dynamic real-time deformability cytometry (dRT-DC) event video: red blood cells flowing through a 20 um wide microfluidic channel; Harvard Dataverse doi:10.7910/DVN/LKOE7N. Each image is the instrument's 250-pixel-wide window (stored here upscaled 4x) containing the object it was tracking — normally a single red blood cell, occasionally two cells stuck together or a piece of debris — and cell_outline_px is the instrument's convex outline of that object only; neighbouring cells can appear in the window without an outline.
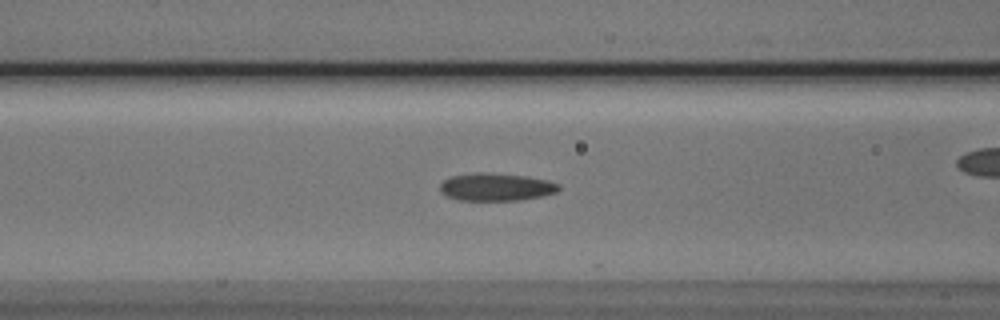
{"species": "Egyptian fruit bat (a non-hibernating species)", "species_latin": "Rousettus aegyptiacus", "temperature_condition": "cold", "stored_images_in_passage": 45, "camera_frame_rate_fps": 3000, "um_per_image_px": 0.085, "animal": {"sex": "male"}, "frame": {"image": 1, "passage_image": 12, "time_ms": 3.667, "image_size_px": [1000, 320], "cell_outline_px": [[560, 188], [556, 192], [544, 196], [520, 200], [456, 200], [440, 192], [440, 184], [444, 180], [452, 176], [476, 172], [484, 172], [524, 176], [548, 180], [560, 184]], "centroid_in_image_um": [42.17, 15.9], "position_along_channel_um": 124.4, "area_um2": 19.19}}
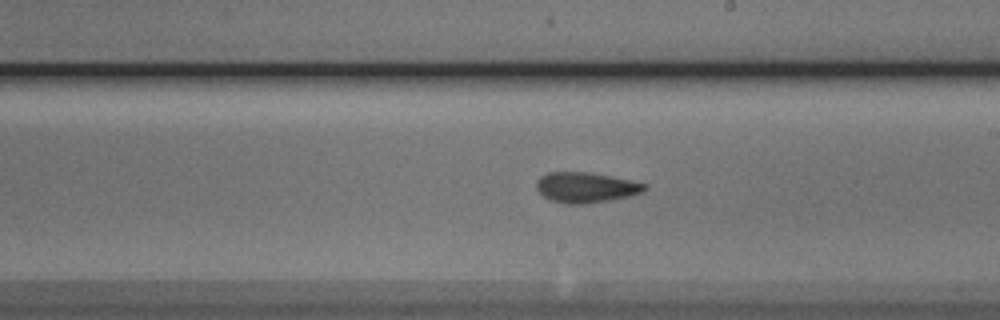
{"frame": {"image": 2, "passage_image": 21, "time_ms": 6.667, "image_size_px": [1000, 320], "cell_outline_px": [[648, 188], [644, 192], [628, 196], [608, 200], [584, 204], [568, 204], [552, 200], [544, 196], [536, 188], [536, 180], [540, 176], [548, 172], [588, 172], [632, 180], [648, 184]], "centroid_in_image_um": [49.82, 15.92], "position_along_channel_um": 239.2, "area_um2": 19.13}}
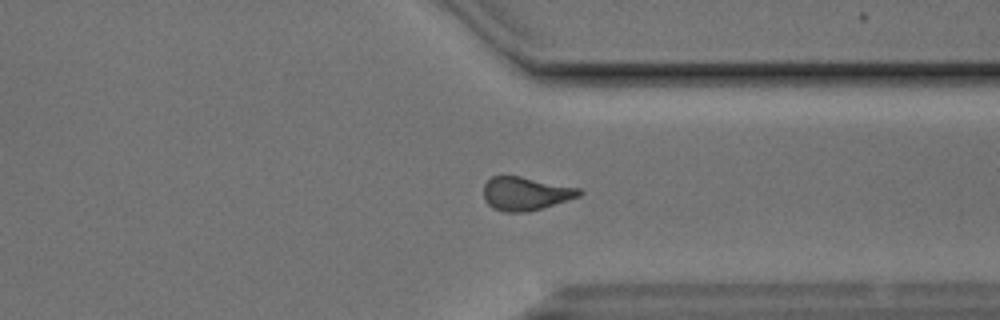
{"frame": {"image": 3, "passage_image": 31, "time_ms": 10.0, "image_size_px": [1000, 320], "cell_outline_px": [[584, 192], [580, 196], [528, 212], [504, 212], [492, 208], [484, 200], [484, 184], [492, 176], [520, 176], [580, 188]], "centroid_in_image_um": [44.66, 16.46], "position_along_channel_um": 366.7, "area_um2": 18.61}, "authors_computed_cell_mechanics": {"area_um2": 18.3804, "velocity_mm_per_s": 3.8266, "shape_relaxation_time_tau1_ms": 4.4009, "shape_relaxation_time_tau2_ms": 2.384, "deformation_change_tau1": 0.1334, "deformation_change_tau2": 0.1036}}